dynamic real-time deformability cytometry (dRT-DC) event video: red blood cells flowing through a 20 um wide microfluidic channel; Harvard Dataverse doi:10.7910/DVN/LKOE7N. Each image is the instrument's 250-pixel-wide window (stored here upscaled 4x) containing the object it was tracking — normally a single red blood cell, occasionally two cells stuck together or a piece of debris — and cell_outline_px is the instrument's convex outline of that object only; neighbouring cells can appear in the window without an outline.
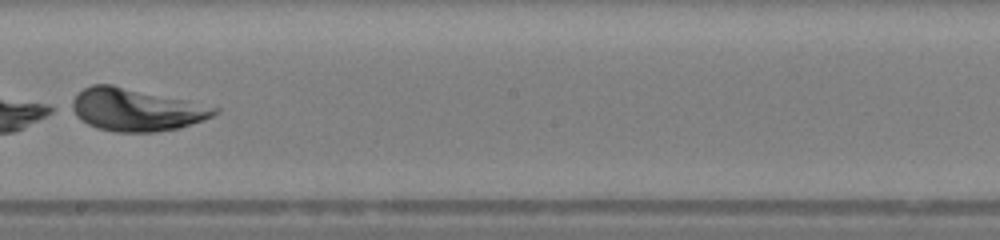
{"species": "human", "species_latin": "Homo sapiens", "temperature_condition": "warm", "stored_images_in_passage": 46, "camera_frame_rate_fps": 3000, "um_per_image_px": 0.085, "donor": {"sex": "female"}, "frame": {"image": 1, "passage_image": 26, "time_ms": 8.333, "image_size_px": [1000, 240], "cell_outline_px": [[220, 112], [212, 116], [192, 124], [180, 128], [156, 132], [116, 132], [96, 128], [80, 120], [68, 108], [72, 100], [84, 88], [92, 84], [112, 84], [188, 100], [220, 108]], "centroid_in_image_um": [11.55, 9.32], "position_along_channel_um": 236.7, "area_um2": 35.72}}